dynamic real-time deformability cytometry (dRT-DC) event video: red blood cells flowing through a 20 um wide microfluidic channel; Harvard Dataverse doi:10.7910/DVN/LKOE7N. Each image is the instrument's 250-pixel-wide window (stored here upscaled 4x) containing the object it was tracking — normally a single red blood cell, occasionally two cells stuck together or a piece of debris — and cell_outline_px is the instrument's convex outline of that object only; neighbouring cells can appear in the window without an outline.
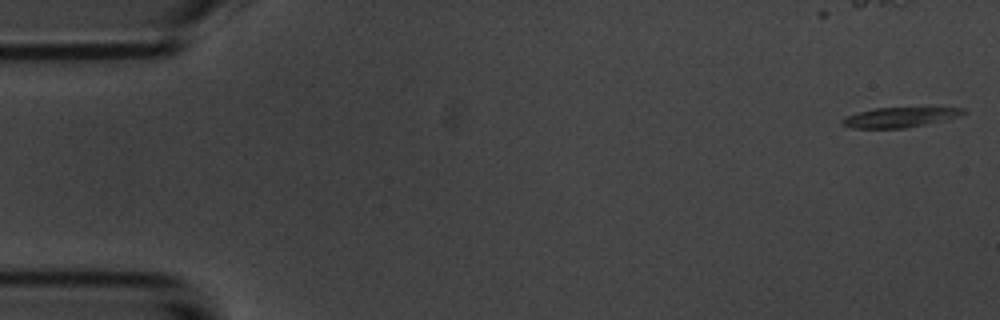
{"species": "common noctule bat (a hibernating species)", "species_latin": "Nyctalus noctula", "temperature_condition": "room temperature", "stored_images_in_passage": 15, "camera_frame_rate_fps": 3000, "um_per_image_px": 0.085, "animal": {"sex": "male", "body_mass_g": 20.1, "forearm_length_mm": 53.5}, "frame": {"image": 1, "passage_image": 1, "time_ms": 0.0, "image_size_px": [1000, 320], "cell_outline_px": [[968, 112], [948, 120], [904, 128], [852, 128], [840, 124], [840, 120], [844, 116], [876, 108], [964, 108]], "centroid_in_image_um": [76.46, 9.98], "position_along_channel_um": 8.5, "area_um2": 14.05}}
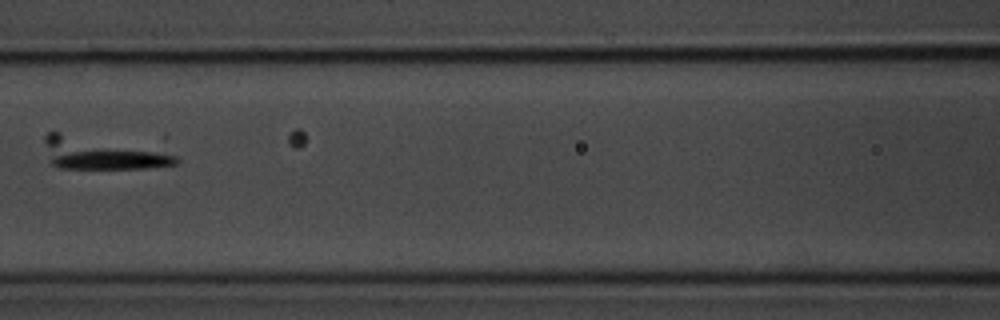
{"frame": {"image": 2, "passage_image": 7, "time_ms": 7.667, "image_size_px": [1000, 320], "cell_outline_px": [[180, 160], [176, 164], [144, 168], [60, 168], [52, 164], [44, 140], [44, 136], [48, 132], [60, 132], [164, 152], [176, 156]], "centroid_in_image_um": [8.59, 13.05], "position_along_channel_um": 158.0, "area_um2": 23.47}}
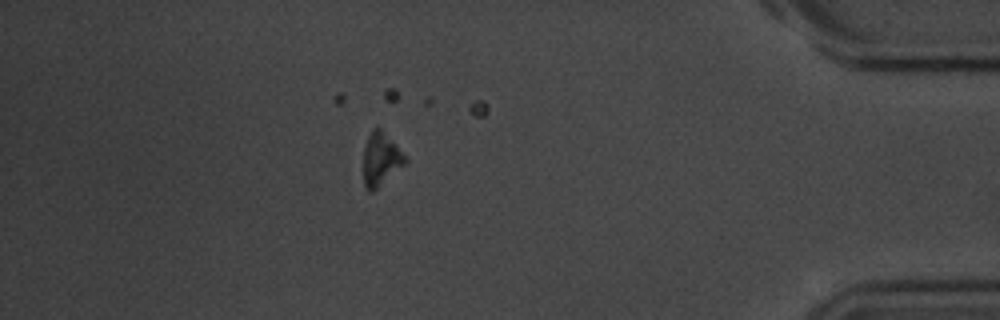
{"frame": {"image": 3, "passage_image": 14, "time_ms": 15.667, "image_size_px": [1000, 320], "cell_outline_px": [[408, 164], [372, 192], [368, 192], [364, 184], [364, 148], [368, 136], [372, 128], [380, 128], [396, 144], [408, 160]], "centroid_in_image_um": [32.4, 13.55], "position_along_channel_um": 402.8, "area_um2": 13.06}}